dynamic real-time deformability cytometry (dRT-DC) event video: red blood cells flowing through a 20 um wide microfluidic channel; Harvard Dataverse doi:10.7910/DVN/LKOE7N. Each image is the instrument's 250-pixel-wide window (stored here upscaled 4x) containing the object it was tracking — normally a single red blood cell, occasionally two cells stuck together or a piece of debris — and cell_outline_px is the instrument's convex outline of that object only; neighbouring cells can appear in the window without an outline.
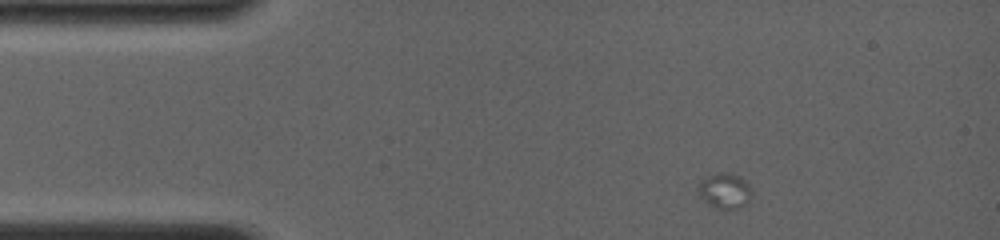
{"species": "common noctule bat (a hibernating species)", "species_latin": "Nyctalus noctula", "temperature_condition": "room temperature", "stored_images_in_passage": 5, "camera_frame_rate_fps": 4000, "um_per_image_px": 0.085, "animal": {"sex": "female", "body_mass_g": 19.0, "forearm_length_mm": 56.7}, "frame": {"image": 1, "passage_image": 1, "time_ms": 0.0, "image_size_px": [1000, 240], "cell_outline_px": [[752, 196], [744, 204], [736, 208], [716, 208], [704, 200], [700, 196], [696, 188], [700, 180], [716, 172], [732, 172], [740, 176], [752, 188]], "centroid_in_image_um": [61.59, 16.17], "position_along_channel_um": 23.4, "area_um2": 11.1}}